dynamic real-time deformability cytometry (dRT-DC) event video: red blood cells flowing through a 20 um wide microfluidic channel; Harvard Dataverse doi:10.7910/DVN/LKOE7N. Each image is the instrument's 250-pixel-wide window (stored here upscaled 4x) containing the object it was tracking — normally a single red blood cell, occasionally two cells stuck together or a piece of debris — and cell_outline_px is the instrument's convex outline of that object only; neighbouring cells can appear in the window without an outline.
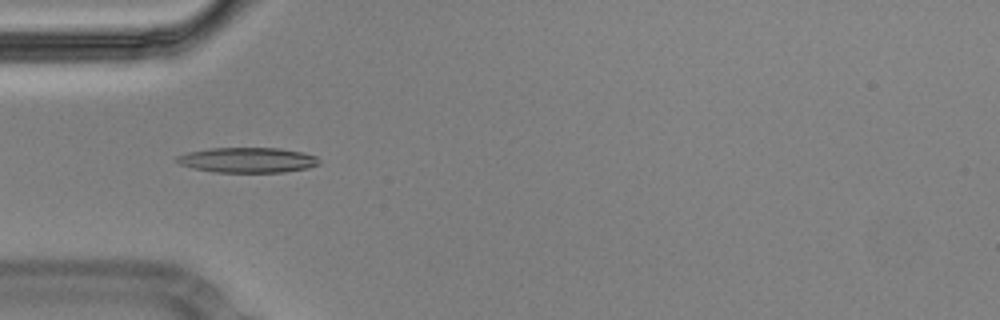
{"species": "Egyptian fruit bat (a non-hibernating species)", "species_latin": "Rousettus aegyptiacus", "temperature_condition": "cold", "stored_images_in_passage": 11, "camera_frame_rate_fps": 3000, "um_per_image_px": 0.085, "animal": {"sex": "male"}, "frame": {"image": 1, "passage_image": 4, "time_ms": 1.0, "image_size_px": [1000, 320], "cell_outline_px": [[320, 164], [308, 168], [284, 172], [212, 172], [192, 168], [180, 164], [176, 160], [176, 156], [188, 152], [212, 148], [280, 148], [300, 152], [316, 156], [320, 160]], "centroid_in_image_um": [21.05, 13.61], "position_along_channel_um": 64.0, "area_um2": 20.87}}